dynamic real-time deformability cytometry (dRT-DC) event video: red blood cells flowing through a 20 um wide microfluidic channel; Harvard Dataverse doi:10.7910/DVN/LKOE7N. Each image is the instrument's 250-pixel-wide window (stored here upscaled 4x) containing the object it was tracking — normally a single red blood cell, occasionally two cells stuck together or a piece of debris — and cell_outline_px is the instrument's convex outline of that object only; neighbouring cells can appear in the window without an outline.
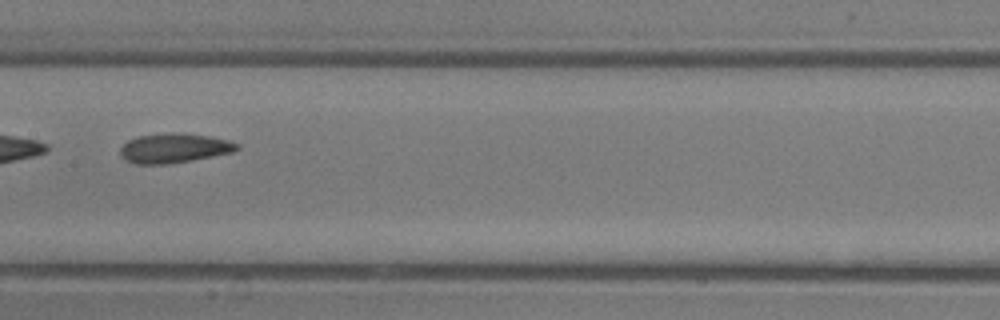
{"species": "common noctule bat (a hibernating species)", "species_latin": "Nyctalus noctula", "temperature_condition": "room temperature", "stored_images_in_passage": 41, "camera_frame_rate_fps": 3000, "um_per_image_px": 0.085, "animal": {"sex": "male", "body_mass_g": 13.3}, "frame": {"image": 1, "passage_image": 21, "time_ms": 6.667, "image_size_px": [1000, 320], "cell_outline_px": [[240, 148], [232, 152], [192, 160], [168, 164], [136, 164], [124, 160], [120, 156], [120, 148], [128, 140], [140, 136], [172, 132], [212, 136], [228, 140], [240, 144]], "centroid_in_image_um": [14.8, 12.59], "position_along_channel_um": 192.6, "area_um2": 20.11}}
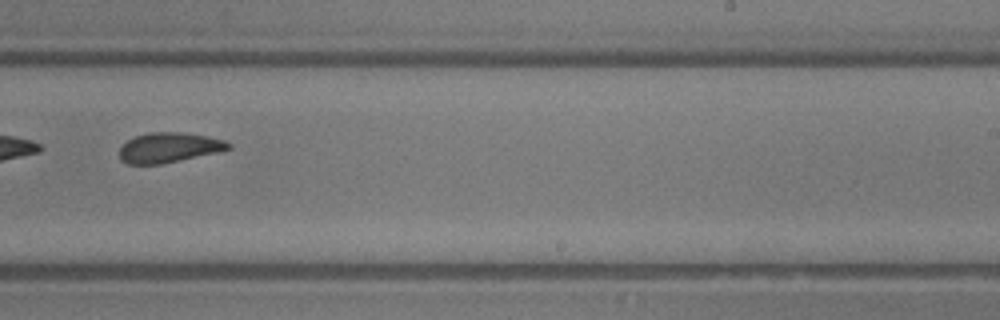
{"frame": {"image": 2, "passage_image": 26, "time_ms": 8.333, "image_size_px": [1000, 320], "cell_outline_px": [[232, 148], [220, 152], [160, 164], [128, 164], [120, 160], [120, 148], [128, 140], [136, 136], [152, 132], [180, 132], [208, 136], [224, 140], [232, 144]], "centroid_in_image_um": [14.4, 12.54], "position_along_channel_um": 274.6, "area_um2": 19.02}, "authors_computed_cell_mechanics": {"area_um2": 20.8658, "velocity_mm_per_s": 4.9433, "shape_relaxation_time_tau1_ms": 8.6984, "shape_relaxation_time_tau2_ms": 1.6971, "deformation_change_tau1": 0.1828, "deformation_change_tau2": 0.0865}}